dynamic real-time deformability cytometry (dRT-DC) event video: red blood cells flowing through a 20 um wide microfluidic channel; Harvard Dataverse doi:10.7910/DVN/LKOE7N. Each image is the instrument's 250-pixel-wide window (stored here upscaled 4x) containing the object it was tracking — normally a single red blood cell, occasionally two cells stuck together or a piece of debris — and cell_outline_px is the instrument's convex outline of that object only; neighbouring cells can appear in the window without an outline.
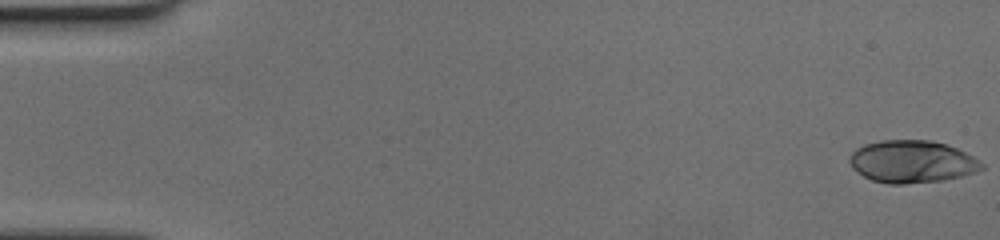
{"species": "human", "species_latin": "Homo sapiens", "temperature_condition": "cold", "stored_images_in_passage": 59, "camera_frame_rate_fps": 3000, "um_per_image_px": 0.085, "donor": {"sex": "female"}, "frame": {"image": 1, "passage_image": 1, "time_ms": 0.0, "image_size_px": [1000, 240], "cell_outline_px": [[984, 168], [976, 172], [944, 180], [904, 184], [888, 184], [872, 180], [856, 172], [852, 168], [848, 160], [848, 156], [856, 148], [864, 144], [880, 140], [928, 140], [944, 144], [956, 148], [980, 160], [984, 164]], "centroid_in_image_um": [77.48, 13.74], "position_along_channel_um": 7.5, "area_um2": 32.77}}
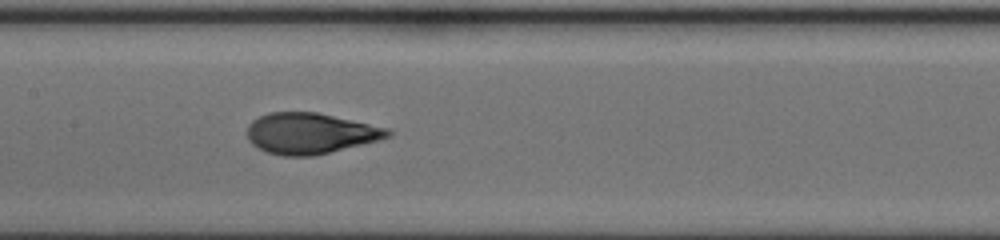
{"frame": {"image": 2, "passage_image": 30, "time_ms": 9.667, "image_size_px": [1000, 240], "cell_outline_px": [[392, 136], [380, 140], [312, 156], [284, 156], [268, 152], [252, 144], [248, 140], [248, 124], [252, 120], [268, 112], [316, 112], [388, 128], [392, 132]], "centroid_in_image_um": [26.37, 11.33], "position_along_channel_um": 181.0, "area_um2": 33.29}}
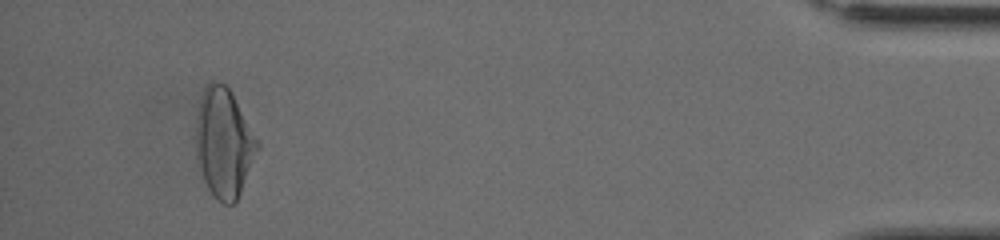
{"frame": {"image": 3, "passage_image": 56, "time_ms": 18.333, "image_size_px": [1000, 240], "cell_outline_px": [[260, 148], [240, 192], [236, 200], [232, 204], [224, 204], [216, 200], [212, 196], [200, 172], [196, 156], [196, 120], [204, 88], [212, 80], [216, 80], [224, 84], [228, 88], [260, 144]], "centroid_in_image_um": [19.02, 12.19], "position_along_channel_um": 416.2, "area_um2": 38.73}}